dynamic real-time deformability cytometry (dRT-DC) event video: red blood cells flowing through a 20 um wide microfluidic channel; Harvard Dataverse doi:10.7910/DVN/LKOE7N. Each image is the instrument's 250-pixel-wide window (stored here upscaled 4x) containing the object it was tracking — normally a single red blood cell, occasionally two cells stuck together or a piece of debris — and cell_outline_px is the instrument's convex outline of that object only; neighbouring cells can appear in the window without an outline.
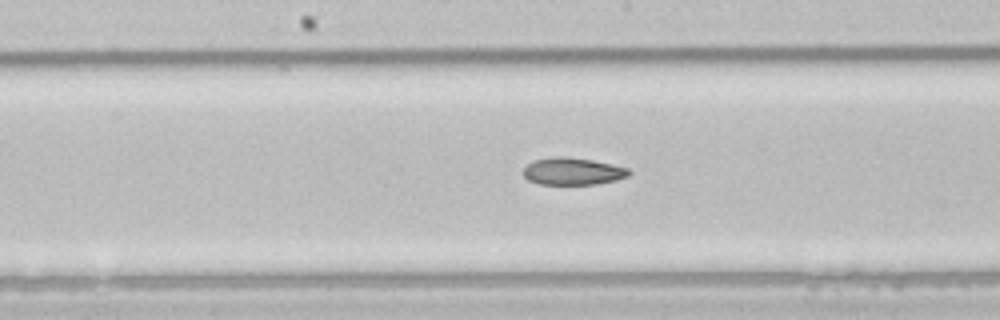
{"species": "common noctule bat (a hibernating species)", "species_latin": "Nyctalus noctula", "temperature_condition": "room temperature", "stored_images_in_passage": 21, "camera_frame_rate_fps": 3000, "um_per_image_px": 0.085, "animal": {"sex": "male", "body_mass_g": 21.5, "forearm_length_mm": 52.0}, "frame": {"image": 1, "passage_image": 7, "time_ms": 2.0, "image_size_px": [1000, 320], "cell_outline_px": [[632, 172], [628, 176], [616, 180], [596, 184], [540, 184], [528, 180], [524, 176], [524, 168], [532, 160], [556, 156], [564, 156], [592, 160], [628, 168]], "centroid_in_image_um": [48.67, 14.56], "position_along_channel_um": 199.5, "area_um2": 16.7}}
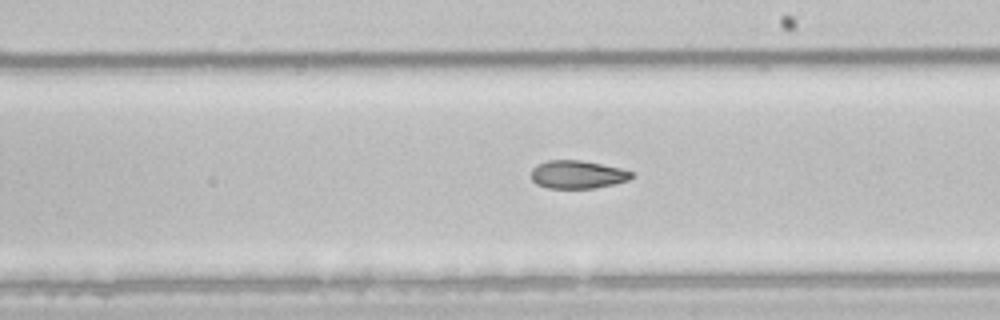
{"frame": {"image": 2, "passage_image": 10, "time_ms": 3.0, "image_size_px": [1000, 320], "cell_outline_px": [[636, 176], [628, 180], [596, 188], [548, 188], [536, 184], [532, 180], [532, 168], [536, 164], [548, 160], [580, 160], [620, 168], [632, 172]], "centroid_in_image_um": [49.07, 14.83], "position_along_channel_um": 239.9, "area_um2": 16.42}}